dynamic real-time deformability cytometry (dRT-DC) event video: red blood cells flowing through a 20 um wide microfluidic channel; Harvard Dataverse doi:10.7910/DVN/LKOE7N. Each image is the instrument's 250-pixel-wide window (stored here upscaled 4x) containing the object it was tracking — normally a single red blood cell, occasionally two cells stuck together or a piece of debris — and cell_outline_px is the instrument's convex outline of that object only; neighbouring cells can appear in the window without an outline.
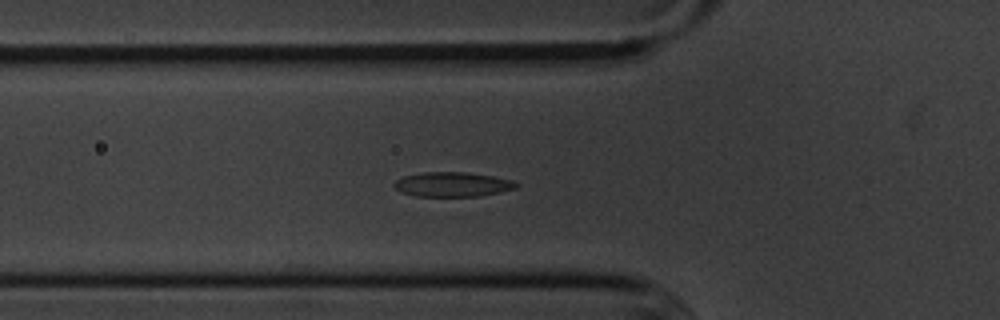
{"species": "common noctule bat (a hibernating species)", "species_latin": "Nyctalus noctula", "temperature_condition": "cold", "stored_images_in_passage": 40, "camera_frame_rate_fps": 3000, "um_per_image_px": 0.085, "animal": {"sex": "male", "body_mass_g": 20.1, "forearm_length_mm": 53.5}, "frame": {"image": 1, "passage_image": 4, "time_ms": 1.0, "image_size_px": [1000, 320], "cell_outline_px": [[516, 188], [500, 192], [480, 196], [416, 196], [400, 192], [392, 184], [396, 180], [404, 176], [420, 172], [468, 172], [492, 176], [512, 180], [516, 184]], "centroid_in_image_um": [38.42, 15.67], "position_along_channel_um": 87.4, "area_um2": 17.46}}
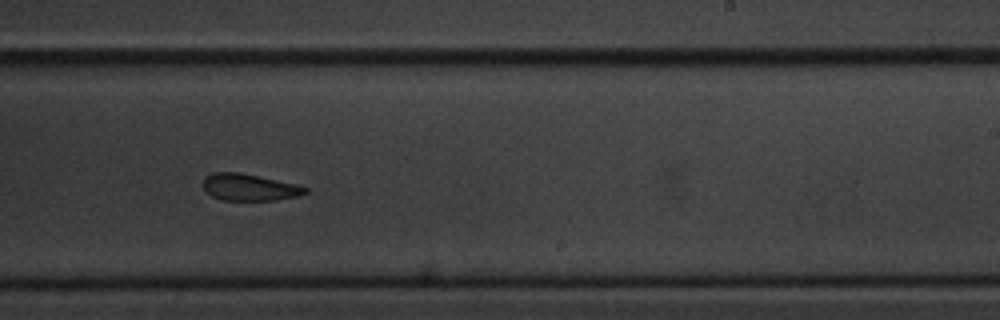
{"frame": {"image": 2, "passage_image": 19, "time_ms": 6.0, "image_size_px": [1000, 320], "cell_outline_px": [[308, 192], [296, 196], [276, 200], [220, 200], [212, 196], [204, 188], [204, 176], [212, 172], [240, 172], [296, 184], [308, 188]], "centroid_in_image_um": [21.18, 15.91], "position_along_channel_um": 267.8, "area_um2": 15.9}}
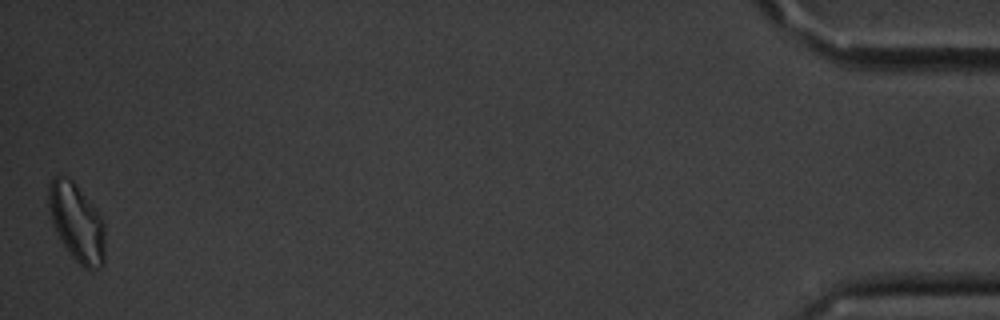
{"frame": {"image": 3, "passage_image": 40, "time_ms": 13.0, "image_size_px": [1000, 320], "cell_outline_px": [[104, 264], [96, 268], [84, 268], [72, 256], [64, 244], [52, 220], [48, 204], [48, 188], [52, 180], [56, 176], [64, 176], [72, 180], [100, 212], [104, 220]], "centroid_in_image_um": [6.56, 18.89], "position_along_channel_um": 428.6, "area_um2": 25.2}, "authors_computed_cell_mechanics": {"area_um2": 18.0047, "velocity_mm_per_s": 3.5974, "shape_relaxation_time_tau1_ms": 3.5435, "shape_relaxation_time_tau2_ms": 4.7815, "deformation_change_tau1": 0.1047, "deformation_change_tau2": 0.1095}}